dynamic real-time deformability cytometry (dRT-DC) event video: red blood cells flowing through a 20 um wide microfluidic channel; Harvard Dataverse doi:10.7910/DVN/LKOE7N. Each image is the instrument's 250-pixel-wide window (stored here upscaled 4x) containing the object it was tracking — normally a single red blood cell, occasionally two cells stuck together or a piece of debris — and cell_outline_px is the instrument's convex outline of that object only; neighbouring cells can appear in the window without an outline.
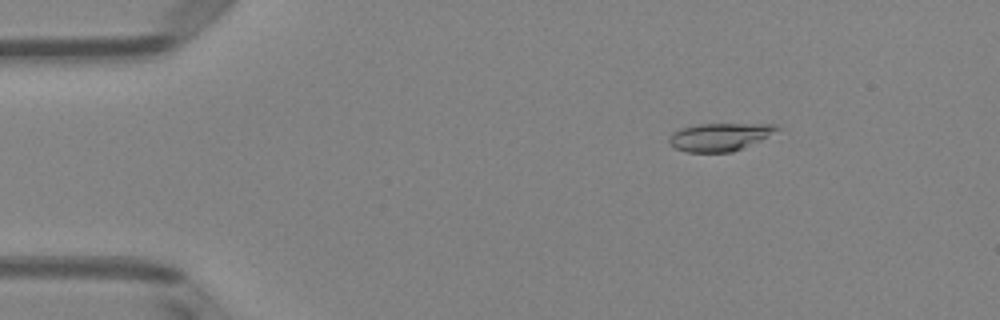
{"species": "Egyptian fruit bat (a non-hibernating species)", "species_latin": "Rousettus aegyptiacus", "temperature_condition": "room temperature", "stored_images_in_passage": 51, "camera_frame_rate_fps": 3000, "um_per_image_px": 0.085, "animal": {"sex": "female"}, "frame": {"image": 1, "passage_image": 8, "time_ms": 2.333, "image_size_px": [1000, 320], "cell_outline_px": [[780, 128], [732, 152], [688, 152], [676, 148], [668, 144], [668, 140], [672, 132], [680, 128], [696, 124], [776, 124]], "centroid_in_image_um": [61.04, 11.63], "position_along_channel_um": 24.0, "area_um2": 16.99}}
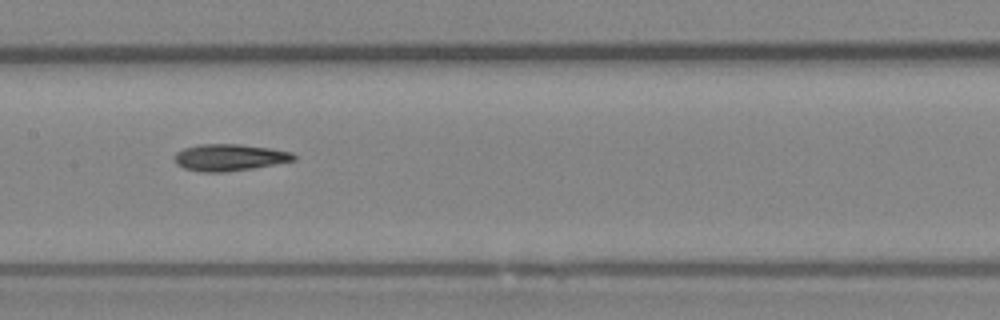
{"frame": {"image": 2, "passage_image": 26, "time_ms": 8.333, "image_size_px": [1000, 320], "cell_outline_px": [[296, 160], [252, 168], [224, 172], [200, 172], [184, 168], [176, 164], [176, 152], [184, 148], [200, 144], [240, 144], [272, 148], [292, 152], [296, 156]], "centroid_in_image_um": [19.52, 13.38], "position_along_channel_um": 187.9, "area_um2": 18.55}}
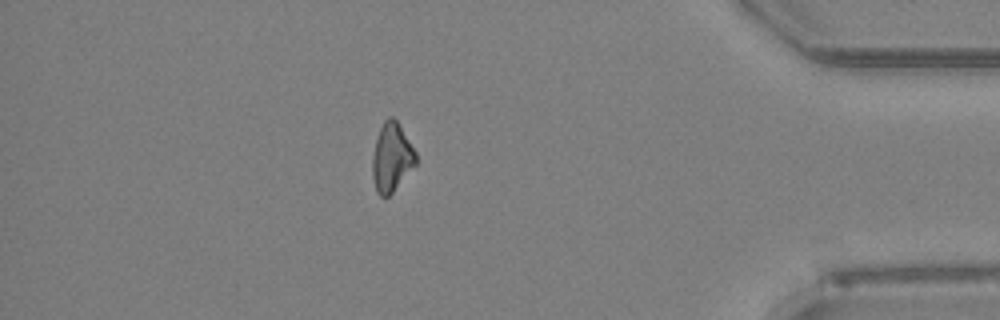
{"frame": {"image": 3, "passage_image": 45, "time_ms": 14.667, "image_size_px": [1000, 320], "cell_outline_px": [[416, 164], [392, 192], [388, 196], [380, 196], [376, 192], [372, 176], [372, 156], [376, 140], [380, 128], [384, 120], [388, 116], [392, 116], [396, 120], [416, 152]], "centroid_in_image_um": [33.27, 13.38], "position_along_channel_um": 401.9, "area_um2": 17.17}, "authors_computed_cell_mechanics": {"area_um2": 18.0336, "velocity_mm_per_s": 4.0002, "shape_relaxation_time_tau1_ms": null, "shape_relaxation_time_tau2_ms": 9.7948, "deformation_change_tau1": null, "deformation_change_tau2": 0.1919}}